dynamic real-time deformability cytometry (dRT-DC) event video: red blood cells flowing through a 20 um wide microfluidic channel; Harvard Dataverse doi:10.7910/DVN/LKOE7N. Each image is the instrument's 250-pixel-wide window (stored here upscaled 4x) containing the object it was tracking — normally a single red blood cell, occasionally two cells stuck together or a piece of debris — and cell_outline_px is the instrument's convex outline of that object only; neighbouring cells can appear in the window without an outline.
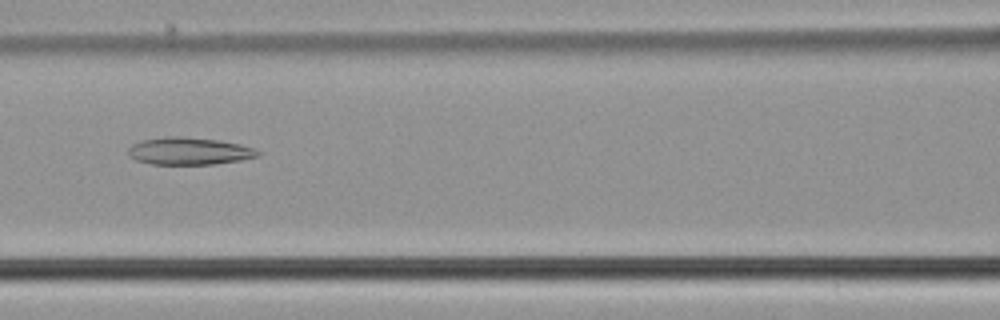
{"species": "common noctule bat (a hibernating species)", "species_latin": "Nyctalus noctula", "temperature_condition": "cold", "stored_images_in_passage": 40, "camera_frame_rate_fps": 3000, "um_per_image_px": 0.085, "animal": {"sex": "male", "body_mass_g": 21.5, "forearm_length_mm": 52.0}, "frame": {"image": 1, "passage_image": 17, "time_ms": 5.333, "image_size_px": [1000, 320], "cell_outline_px": [[260, 156], [240, 160], [216, 164], [152, 164], [136, 160], [128, 156], [128, 148], [132, 144], [140, 140], [164, 136], [180, 136], [216, 140], [240, 144], [252, 148], [260, 152]], "centroid_in_image_um": [16.03, 12.84], "position_along_channel_um": 150.6, "area_um2": 20.69}}
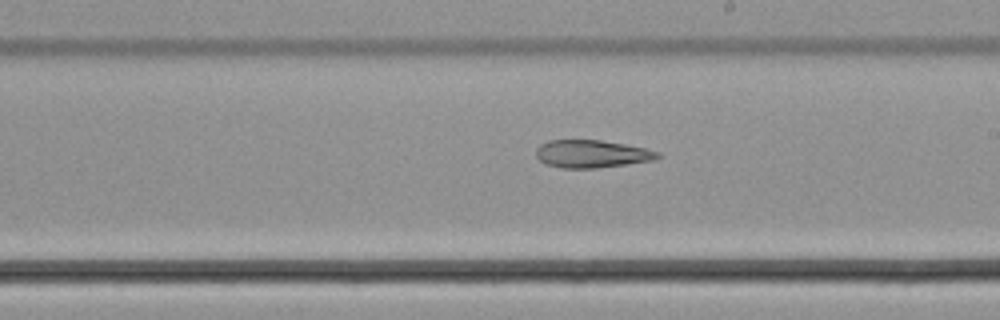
{"frame": {"image": 2, "passage_image": 24, "time_ms": 7.667, "image_size_px": [1000, 320], "cell_outline_px": [[660, 156], [652, 160], [596, 168], [564, 168], [544, 164], [536, 156], [536, 148], [540, 144], [548, 140], [600, 140], [624, 144], [644, 148], [660, 152]], "centroid_in_image_um": [50.24, 13.07], "position_along_channel_um": 238.8, "area_um2": 19.48}}
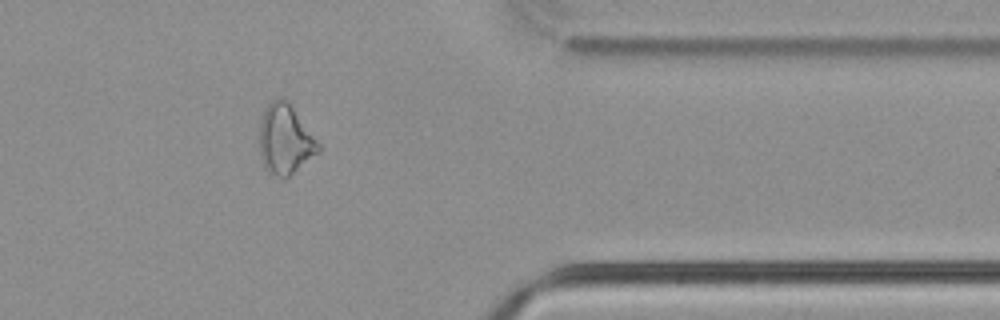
{"frame": {"image": 3, "passage_image": 37, "time_ms": 12.0, "image_size_px": [1000, 320], "cell_outline_px": [[320, 152], [284, 180], [268, 172], [264, 168], [260, 156], [260, 124], [264, 108], [276, 96], [284, 96], [288, 100], [320, 144]], "centroid_in_image_um": [24.23, 11.84], "position_along_channel_um": 387.2, "area_um2": 24.33}}